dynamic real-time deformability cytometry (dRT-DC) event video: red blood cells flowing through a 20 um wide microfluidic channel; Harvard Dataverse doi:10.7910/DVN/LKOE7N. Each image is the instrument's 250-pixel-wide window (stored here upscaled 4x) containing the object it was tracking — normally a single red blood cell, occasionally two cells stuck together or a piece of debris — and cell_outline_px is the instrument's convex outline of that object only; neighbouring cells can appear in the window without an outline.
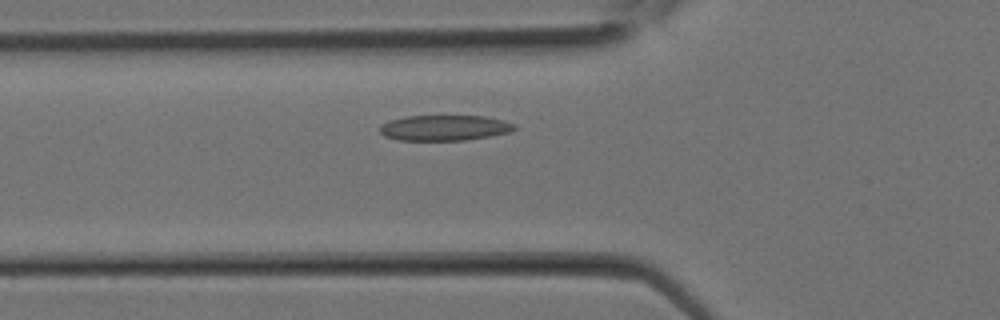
{"species": "Egyptian fruit bat (a non-hibernating species)", "species_latin": "Rousettus aegyptiacus", "temperature_condition": "room temperature", "stored_images_in_passage": 7, "camera_frame_rate_fps": 3000, "um_per_image_px": 0.085, "animal": {"sex": "female"}, "frame": {"image": 1, "passage_image": 5, "time_ms": 1.333, "image_size_px": [1000, 320], "cell_outline_px": [[516, 128], [508, 132], [492, 136], [464, 140], [396, 140], [384, 136], [380, 132], [380, 124], [388, 120], [404, 116], [484, 116], [504, 120], [516, 124]], "centroid_in_image_um": [37.75, 10.86], "position_along_channel_um": 88.0, "area_um2": 20.17}}
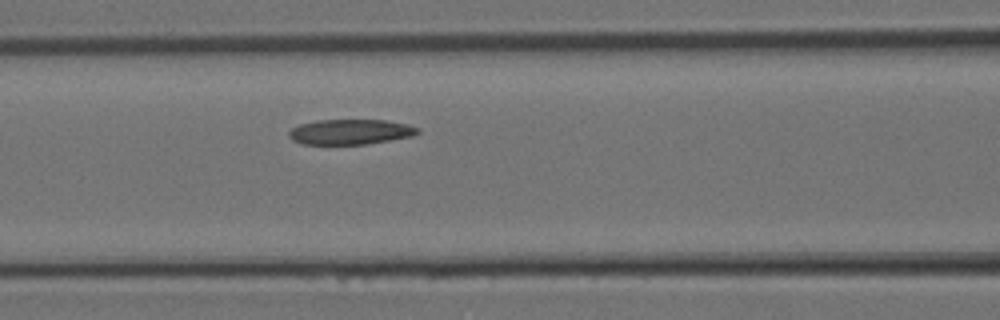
{"frame": {"image": 2, "passage_image": 7, "time_ms": 2.0, "image_size_px": [1000, 320], "cell_outline_px": [[420, 132], [412, 136], [368, 144], [304, 144], [292, 140], [288, 136], [288, 132], [292, 128], [300, 124], [316, 120], [388, 120], [408, 124], [420, 128]], "centroid_in_image_um": [29.8, 11.2], "position_along_channel_um": 136.8, "area_um2": 19.02}}